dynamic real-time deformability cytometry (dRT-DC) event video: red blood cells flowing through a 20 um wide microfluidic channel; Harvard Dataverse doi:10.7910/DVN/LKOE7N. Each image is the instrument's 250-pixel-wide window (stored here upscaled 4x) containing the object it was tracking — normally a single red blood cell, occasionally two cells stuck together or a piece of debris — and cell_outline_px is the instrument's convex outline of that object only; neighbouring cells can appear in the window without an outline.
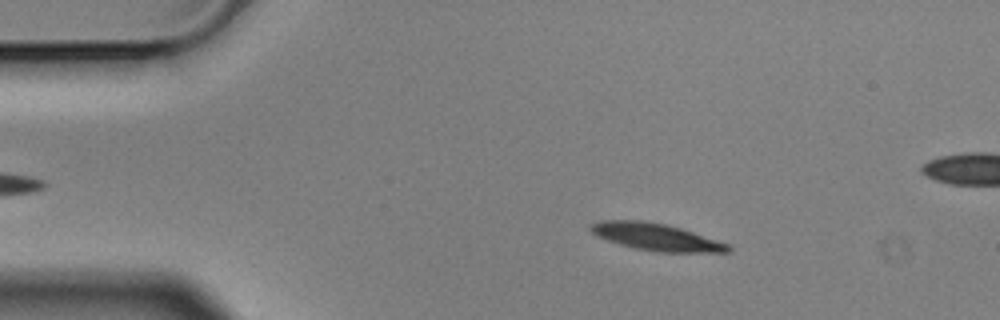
{"species": "Egyptian fruit bat (a non-hibernating species)", "species_latin": "Rousettus aegyptiacus", "temperature_condition": "cold", "stored_images_in_passage": 10, "camera_frame_rate_fps": 3000, "um_per_image_px": 0.085, "animal": {"sex": "male"}, "frame": {"image": 1, "passage_image": 2, "time_ms": 0.333, "image_size_px": [1000, 320], "cell_outline_px": [[732, 252], [656, 252], [636, 248], [620, 244], [596, 236], [588, 228], [592, 224], [600, 220], [640, 220], [664, 224], [680, 228], [728, 244], [732, 248]], "centroid_in_image_um": [55.75, 20.14], "position_along_channel_um": 29.3, "area_um2": 21.44}}
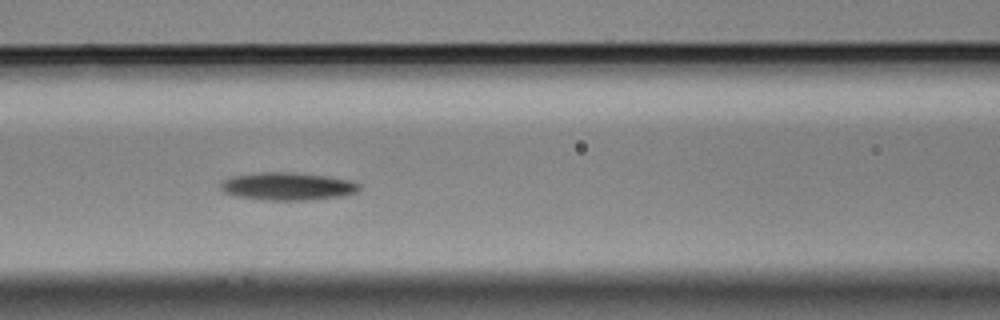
{"frame": {"image": 2, "passage_image": 6, "time_ms": 1.667, "image_size_px": [1000, 320], "cell_outline_px": [[360, 188], [356, 192], [336, 196], [308, 200], [264, 200], [236, 196], [224, 192], [220, 188], [220, 184], [224, 180], [232, 176], [252, 172], [292, 172], [328, 176], [360, 184]], "centroid_in_image_um": [24.36, 15.83], "position_along_channel_um": 142.2, "area_um2": 22.25}}
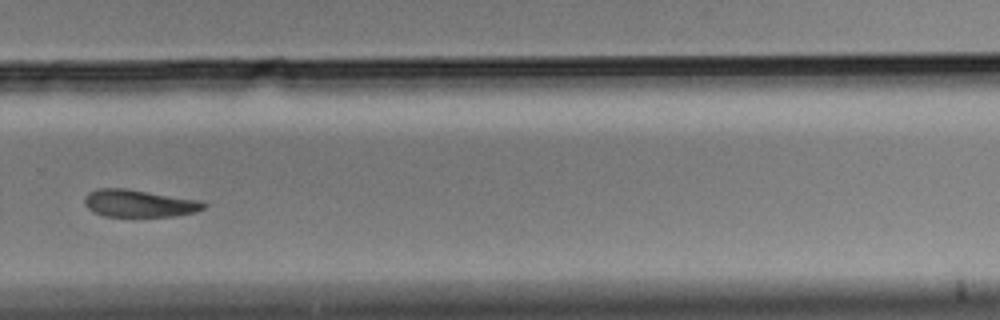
{"frame": {"image": 3, "passage_image": 10, "time_ms": 3.0, "image_size_px": [1000, 320], "cell_outline_px": [[208, 204], [204, 208], [196, 212], [176, 216], [104, 216], [88, 208], [84, 204], [84, 196], [88, 192], [100, 188], [124, 188], [200, 200]], "centroid_in_image_um": [11.83, 17.28], "position_along_channel_um": 318.0, "area_um2": 18.96}}